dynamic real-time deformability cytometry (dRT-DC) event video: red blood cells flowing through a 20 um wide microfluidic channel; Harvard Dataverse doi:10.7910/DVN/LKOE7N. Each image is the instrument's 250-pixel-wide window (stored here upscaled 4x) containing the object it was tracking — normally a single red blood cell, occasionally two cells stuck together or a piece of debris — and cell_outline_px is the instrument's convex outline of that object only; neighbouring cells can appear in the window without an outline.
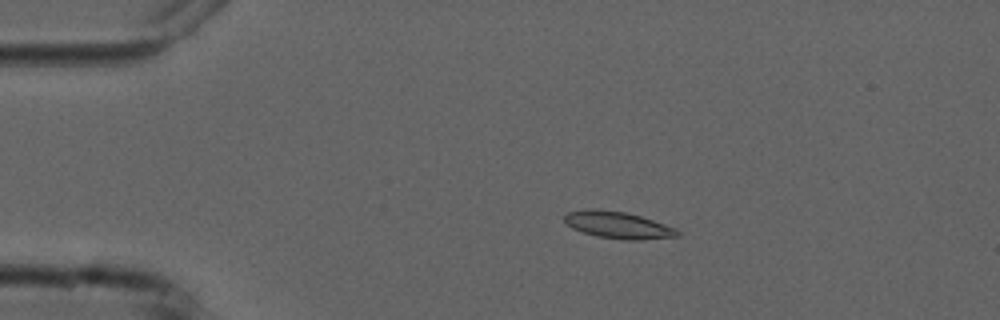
{"species": "common noctule bat (a hibernating species)", "species_latin": "Nyctalus noctula", "temperature_condition": "cold", "stored_images_in_passage": 4, "camera_frame_rate_fps": 3000, "um_per_image_px": 0.085, "animal": {"sex": "male", "forearm_length_mm": 52.5}, "frame": {"image": 1, "passage_image": 3, "time_ms": 2.333, "image_size_px": [1000, 320], "cell_outline_px": [[680, 236], [640, 240], [624, 240], [596, 236], [580, 232], [572, 228], [564, 220], [564, 216], [568, 212], [588, 208], [592, 208], [624, 212], [640, 216], [676, 228], [680, 232]], "centroid_in_image_um": [52.52, 19.13], "position_along_channel_um": 32.5, "area_um2": 17.74}}